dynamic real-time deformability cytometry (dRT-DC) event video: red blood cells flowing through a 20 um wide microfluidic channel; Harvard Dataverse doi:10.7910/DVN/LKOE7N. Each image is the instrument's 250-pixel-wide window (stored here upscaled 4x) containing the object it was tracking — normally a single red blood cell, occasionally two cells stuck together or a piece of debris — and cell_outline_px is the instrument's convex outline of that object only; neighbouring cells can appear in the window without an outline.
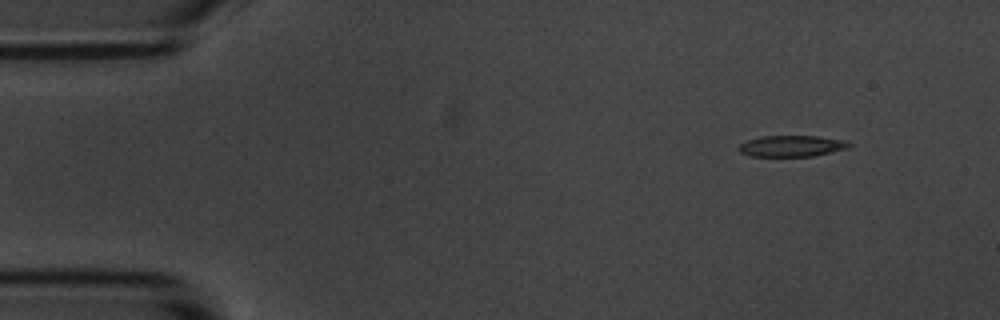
{"species": "common noctule bat (a hibernating species)", "species_latin": "Nyctalus noctula", "temperature_condition": "room temperature", "stored_images_in_passage": 5, "camera_frame_rate_fps": 3000, "um_per_image_px": 0.085, "animal": {"sex": "male", "body_mass_g": 20.1, "forearm_length_mm": 53.5}, "frame": {"image": 1, "passage_image": 1, "time_ms": 0.0, "image_size_px": [1000, 320], "cell_outline_px": [[852, 144], [848, 148], [812, 156], [748, 156], [740, 152], [736, 148], [744, 140], [760, 136], [816, 136], [844, 140]], "centroid_in_image_um": [67.22, 12.41], "position_along_channel_um": 17.8, "area_um2": 13.7}}
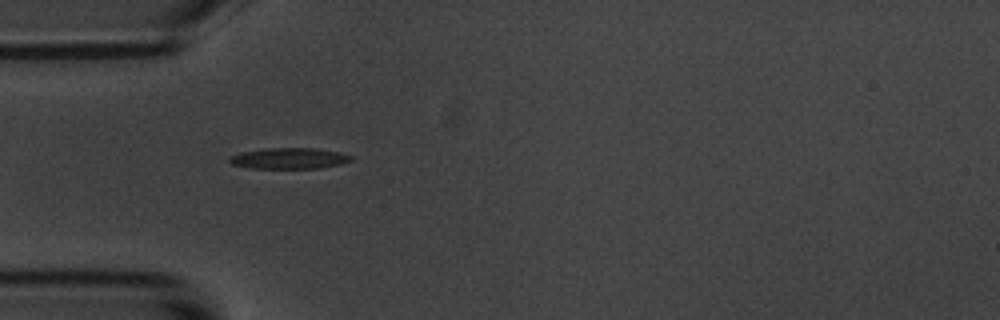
{"frame": {"image": 2, "passage_image": 4, "time_ms": 3.667, "image_size_px": [1000, 320], "cell_outline_px": [[352, 160], [340, 164], [320, 168], [252, 168], [232, 164], [228, 160], [228, 156], [240, 152], [268, 148], [316, 148], [340, 152], [352, 156]], "centroid_in_image_um": [24.57, 13.45], "position_along_channel_um": 60.4, "area_um2": 14.85}}
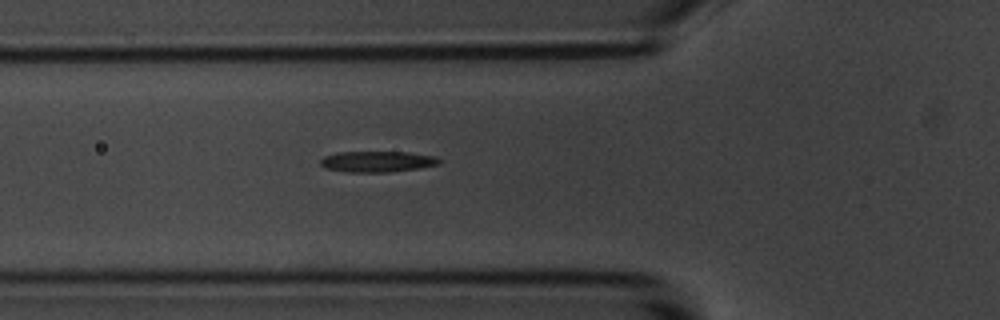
{"frame": {"image": 3, "passage_image": 5, "time_ms": 4.667, "image_size_px": [1000, 320], "cell_outline_px": [[440, 164], [420, 168], [388, 172], [348, 172], [324, 168], [320, 164], [320, 160], [324, 156], [336, 152], [408, 152], [436, 156], [440, 160]], "centroid_in_image_um": [32.06, 13.73], "position_along_channel_um": 93.7, "area_um2": 14.57}}